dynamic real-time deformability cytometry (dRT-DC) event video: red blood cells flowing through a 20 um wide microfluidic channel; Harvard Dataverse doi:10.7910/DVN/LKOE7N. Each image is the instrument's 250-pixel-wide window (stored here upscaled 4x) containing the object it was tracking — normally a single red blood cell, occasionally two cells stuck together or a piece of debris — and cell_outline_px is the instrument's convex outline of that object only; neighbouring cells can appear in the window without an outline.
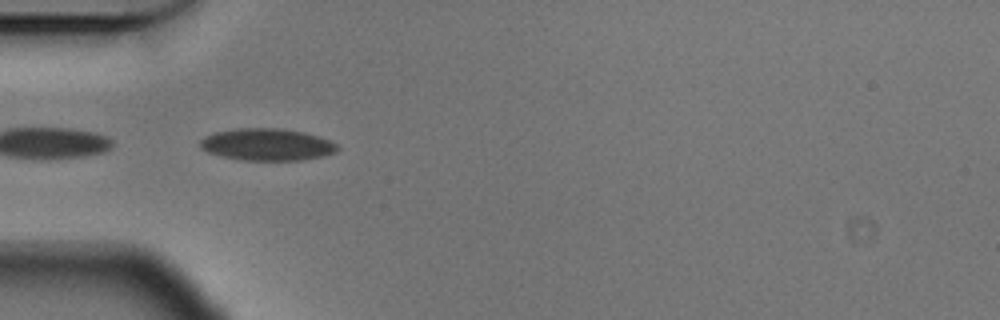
{"species": "Egyptian fruit bat (a non-hibernating species)", "species_latin": "Rousettus aegyptiacus", "temperature_condition": "cold", "stored_images_in_passage": 40, "camera_frame_rate_fps": 3000, "um_per_image_px": 0.085, "animal": {"sex": "male"}, "frame": {"image": 1, "passage_image": 17, "time_ms": 5.333, "image_size_px": [1000, 320], "cell_outline_px": [[340, 148], [336, 152], [320, 156], [300, 160], [244, 160], [224, 156], [208, 152], [200, 148], [200, 140], [204, 136], [216, 132], [236, 128], [280, 128], [304, 132], [320, 136], [336, 144]], "centroid_in_image_um": [22.7, 12.27], "position_along_channel_um": 62.3, "area_um2": 25.49}}
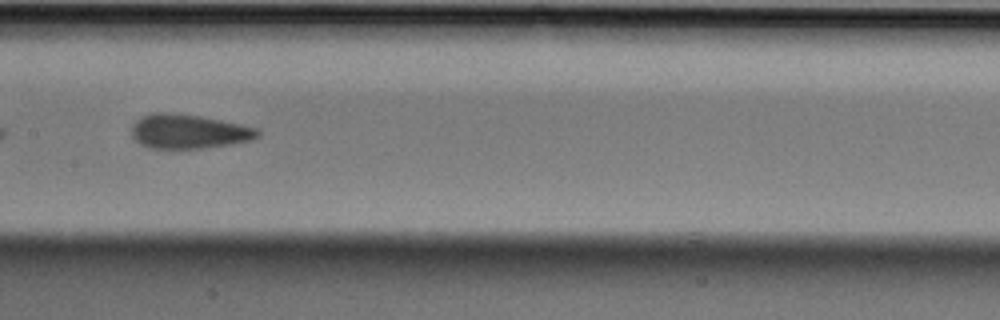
{"frame": {"image": 2, "passage_image": 28, "time_ms": 9.0, "image_size_px": [1000, 320], "cell_outline_px": [[260, 136], [252, 140], [232, 144], [204, 148], [148, 148], [140, 144], [132, 136], [132, 124], [136, 120], [152, 112], [168, 112], [200, 116], [260, 128]], "centroid_in_image_um": [16.06, 11.17], "position_along_channel_um": 191.3, "area_um2": 25.32}}
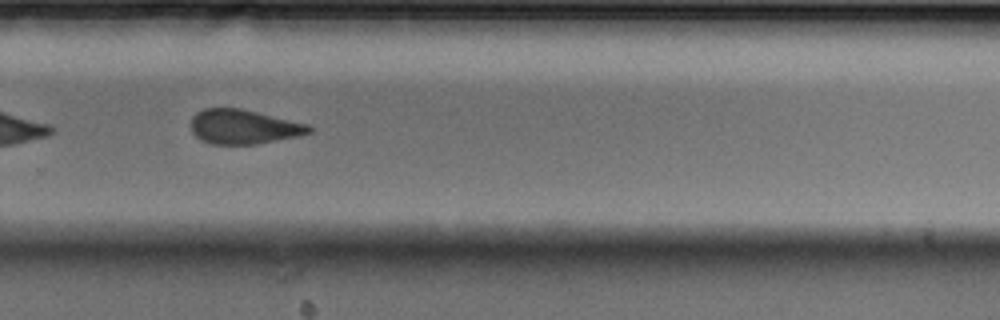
{"frame": {"image": 3, "passage_image": 38, "time_ms": 12.333, "image_size_px": [1000, 320], "cell_outline_px": [[312, 132], [256, 144], [212, 144], [200, 140], [192, 132], [192, 116], [196, 112], [204, 108], [240, 108], [308, 124], [312, 128]], "centroid_in_image_um": [20.65, 10.77], "position_along_channel_um": 309.1, "area_um2": 23.41}}